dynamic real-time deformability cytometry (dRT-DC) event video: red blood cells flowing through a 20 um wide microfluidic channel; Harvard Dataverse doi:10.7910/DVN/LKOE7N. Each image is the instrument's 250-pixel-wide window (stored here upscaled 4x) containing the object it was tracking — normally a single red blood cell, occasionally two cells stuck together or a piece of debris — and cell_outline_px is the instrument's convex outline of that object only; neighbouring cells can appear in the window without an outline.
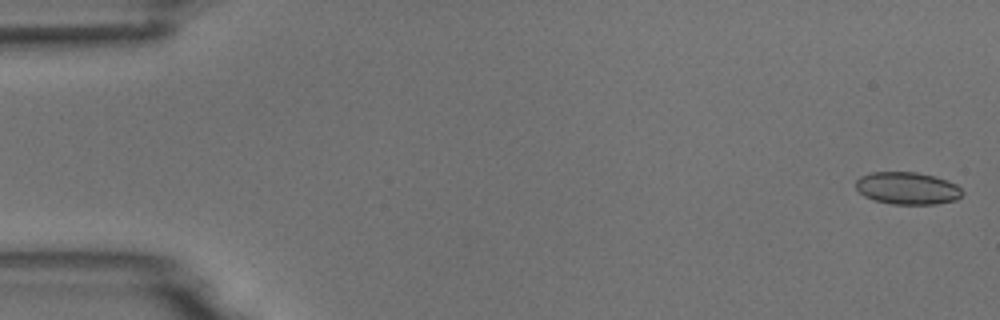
{"species": "common noctule bat (a hibernating species)", "species_latin": "Nyctalus noctula", "temperature_condition": "room temperature", "stored_images_in_passage": 55, "camera_frame_rate_fps": 3000, "um_per_image_px": 0.085, "animal": {"sex": "male", "body_mass_g": 18.8}, "frame": {"image": 1, "passage_image": 2, "time_ms": 0.333, "image_size_px": [1000, 320], "cell_outline_px": [[964, 192], [956, 200], [936, 204], [892, 204], [876, 200], [864, 196], [856, 188], [856, 180], [860, 176], [872, 172], [916, 172], [932, 176], [956, 184]], "centroid_in_image_um": [77.11, 16.0], "position_along_channel_um": 7.9, "area_um2": 19.88}}
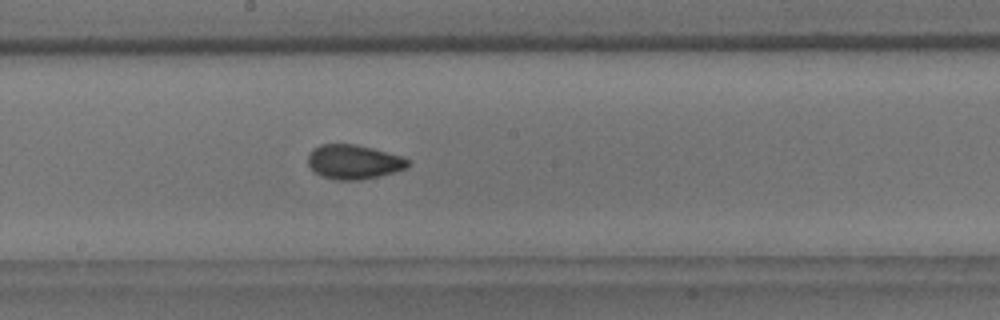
{"frame": {"image": 2, "passage_image": 30, "time_ms": 9.667, "image_size_px": [1000, 320], "cell_outline_px": [[408, 164], [404, 168], [392, 172], [360, 180], [336, 180], [320, 176], [308, 164], [308, 152], [312, 148], [320, 144], [356, 144], [372, 148], [400, 156], [408, 160]], "centroid_in_image_um": [29.98, 13.75], "position_along_channel_um": 218.2, "area_um2": 19.77}}
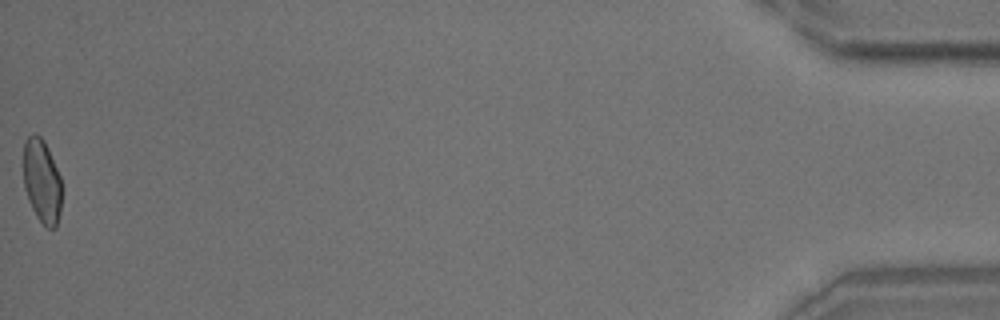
{"frame": {"image": 3, "passage_image": 55, "time_ms": 18.0, "image_size_px": [1000, 320], "cell_outline_px": [[60, 212], [56, 228], [48, 228], [36, 216], [28, 200], [24, 188], [24, 140], [32, 132], [40, 136], [44, 140], [48, 148], [60, 176]], "centroid_in_image_um": [3.54, 15.37], "position_along_channel_um": 431.7, "area_um2": 18.61}, "authors_computed_cell_mechanics": {"area_um2": 19.7676, "velocity_mm_per_s": 3.7449, "shape_relaxation_time_tau1_ms": 6.9676, "shape_relaxation_time_tau2_ms": 1.189, "deformation_change_tau1": 0.1421, "deformation_change_tau2": 0.0527}}